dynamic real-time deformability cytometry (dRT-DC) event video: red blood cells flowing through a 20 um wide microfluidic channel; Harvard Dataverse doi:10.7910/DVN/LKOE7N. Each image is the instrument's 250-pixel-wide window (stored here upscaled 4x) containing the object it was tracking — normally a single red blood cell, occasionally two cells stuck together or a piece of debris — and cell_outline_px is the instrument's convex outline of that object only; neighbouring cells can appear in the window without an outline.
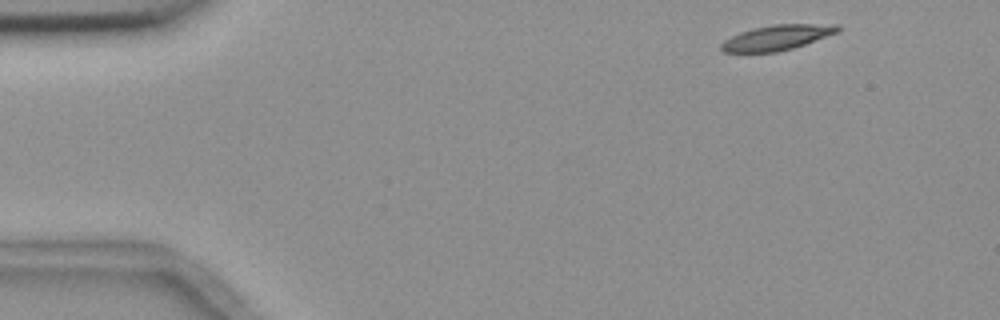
{"species": "common noctule bat (a hibernating species)", "species_latin": "Nyctalus noctula", "temperature_condition": "room temperature", "stored_images_in_passage": 3, "camera_frame_rate_fps": 3000, "um_per_image_px": 0.085, "animal": {"sex": "female", "body_mass_g": 18.4}, "frame": {"image": 1, "passage_image": 1, "time_ms": 0.0, "image_size_px": [1000, 320], "cell_outline_px": [[840, 28], [836, 32], [804, 44], [792, 48], [776, 52], [724, 52], [720, 48], [720, 44], [724, 40], [740, 32], [752, 28], [772, 24], [840, 24]], "centroid_in_image_um": [66.0, 3.18], "position_along_channel_um": 19.0, "area_um2": 16.88}}